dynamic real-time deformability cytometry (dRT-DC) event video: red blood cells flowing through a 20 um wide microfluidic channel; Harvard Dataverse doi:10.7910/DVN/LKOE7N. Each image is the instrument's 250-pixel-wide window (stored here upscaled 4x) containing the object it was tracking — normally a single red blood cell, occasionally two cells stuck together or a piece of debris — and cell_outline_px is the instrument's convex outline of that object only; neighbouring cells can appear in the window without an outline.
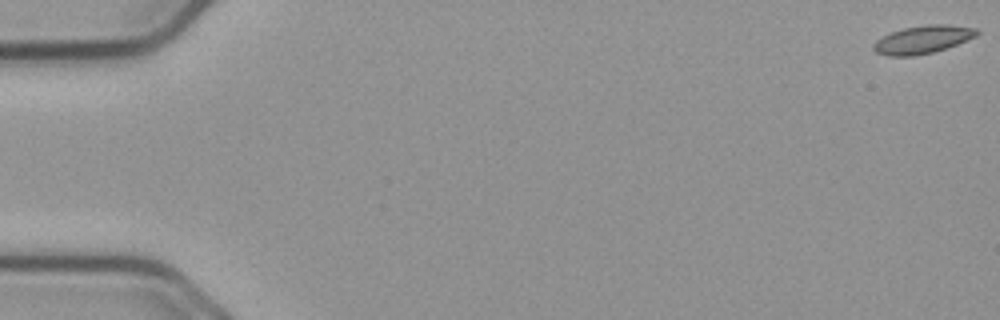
{"species": "common noctule bat (a hibernating species)", "species_latin": "Nyctalus noctula", "temperature_condition": "cold", "stored_images_in_passage": 15, "camera_frame_rate_fps": 3000, "um_per_image_px": 0.085, "animal": {"sex": "male", "body_mass_g": 23.1, "forearm_length_mm": 52.7}, "frame": {"image": 1, "passage_image": 1, "time_ms": 0.0, "image_size_px": [1000, 320], "cell_outline_px": [[980, 32], [976, 36], [956, 44], [932, 52], [912, 56], [888, 56], [876, 52], [872, 48], [872, 44], [876, 40], [892, 32], [904, 28], [928, 24], [948, 24], [976, 28]], "centroid_in_image_um": [78.42, 3.35], "position_along_channel_um": 6.6, "area_um2": 16.65}}
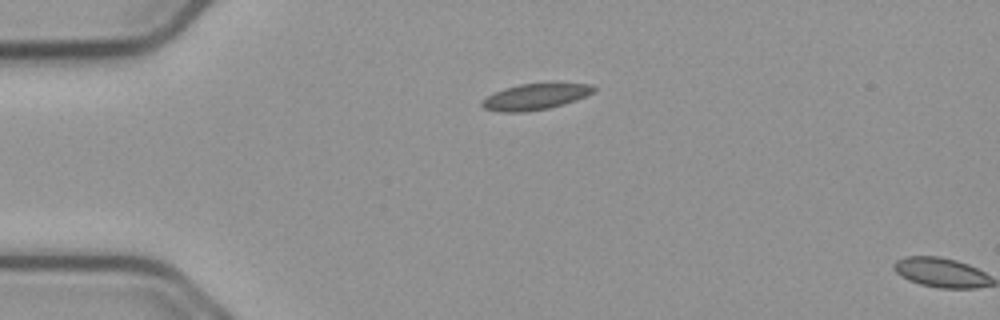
{"frame": {"image": 2, "passage_image": 14, "time_ms": 4.333, "image_size_px": [1000, 320], "cell_outline_px": [[596, 92], [576, 100], [564, 104], [548, 108], [528, 112], [500, 112], [484, 108], [480, 104], [480, 100], [484, 96], [492, 92], [504, 88], [520, 84], [548, 80], [552, 80], [592, 84], [596, 88]], "centroid_in_image_um": [45.54, 8.16], "position_along_channel_um": 39.5, "area_um2": 18.21}}